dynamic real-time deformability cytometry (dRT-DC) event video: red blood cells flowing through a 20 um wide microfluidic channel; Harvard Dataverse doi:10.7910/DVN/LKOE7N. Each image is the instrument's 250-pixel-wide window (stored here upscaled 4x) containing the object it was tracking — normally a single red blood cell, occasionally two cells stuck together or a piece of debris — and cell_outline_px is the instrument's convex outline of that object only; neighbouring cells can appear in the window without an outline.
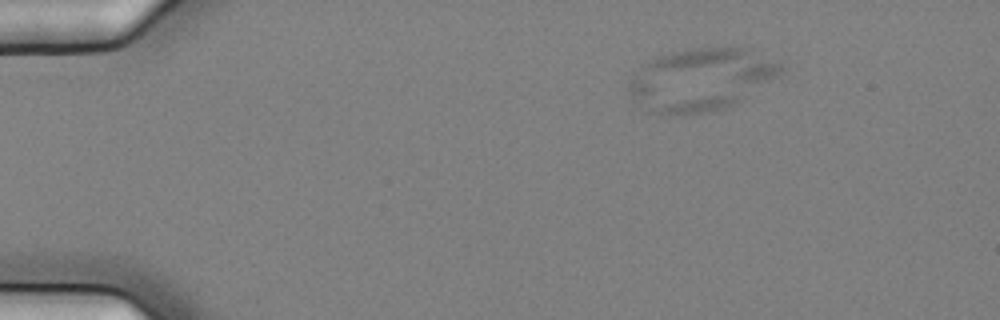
{"species": "common noctule bat (a hibernating species)", "species_latin": "Nyctalus noctula", "temperature_condition": "cold", "stored_images_in_passage": 5, "camera_frame_rate_fps": 3000, "um_per_image_px": 0.085, "animal": {"sex": "female", "body_mass_g": 25.1}, "frame": {"image": 1, "passage_image": 1, "time_ms": 0.0, "image_size_px": [1000, 320], "cell_outline_px": [[784, 72], [732, 104], [724, 108], [708, 112], [660, 112], [632, 100], [628, 92], [628, 84], [636, 72], [648, 60], [656, 56], [684, 48], [744, 48], [780, 64], [784, 68]], "centroid_in_image_um": [59.55, 6.71], "position_along_channel_um": 25.5, "area_um2": 53.58}}